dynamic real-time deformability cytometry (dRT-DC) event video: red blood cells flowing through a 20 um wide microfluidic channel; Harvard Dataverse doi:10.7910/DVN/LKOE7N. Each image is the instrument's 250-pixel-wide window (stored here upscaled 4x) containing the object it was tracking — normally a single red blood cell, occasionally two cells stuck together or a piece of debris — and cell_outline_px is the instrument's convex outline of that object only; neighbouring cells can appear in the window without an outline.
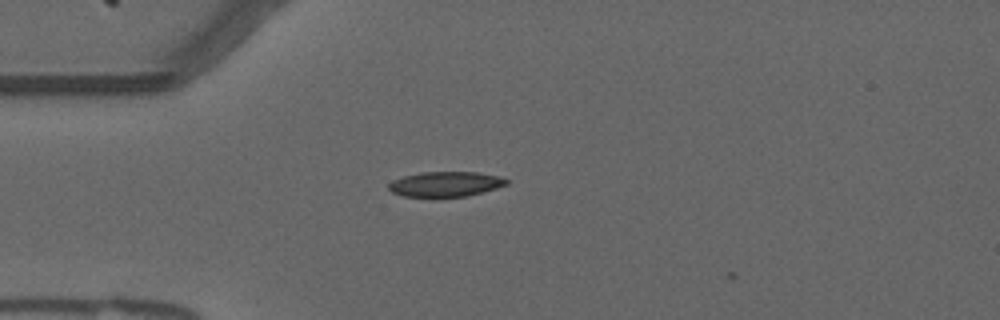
{"species": "common noctule bat (a hibernating species)", "species_latin": "Nyctalus noctula", "temperature_condition": "warm", "stored_images_in_passage": 6, "camera_frame_rate_fps": 3000, "um_per_image_px": 0.085, "animal": {"sex": "male", "forearm_length_mm": 52.5}, "frame": {"image": 1, "passage_image": 4, "time_ms": 1.0, "image_size_px": [1000, 320], "cell_outline_px": [[508, 184], [496, 188], [468, 196], [404, 196], [392, 192], [388, 188], [388, 184], [392, 180], [404, 176], [420, 172], [476, 172], [500, 176], [508, 180]], "centroid_in_image_um": [37.87, 15.63], "position_along_channel_um": 47.1, "area_um2": 17.05}}